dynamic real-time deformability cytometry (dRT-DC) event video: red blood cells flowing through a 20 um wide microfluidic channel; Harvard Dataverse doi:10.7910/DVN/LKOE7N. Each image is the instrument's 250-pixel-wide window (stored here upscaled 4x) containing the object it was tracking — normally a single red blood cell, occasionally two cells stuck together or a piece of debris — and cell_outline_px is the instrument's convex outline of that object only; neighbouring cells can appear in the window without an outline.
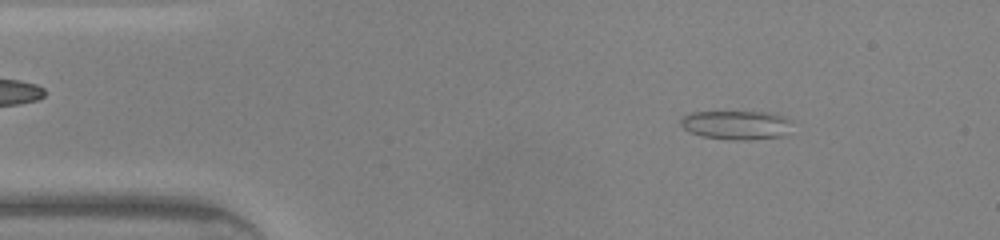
{"species": "common noctule bat (a hibernating species)", "species_latin": "Nyctalus noctula", "temperature_condition": "warm", "stored_images_in_passage": 45, "camera_frame_rate_fps": 3000, "um_per_image_px": 0.085, "animal": {"sex": "male", "body_mass_g": 20.0, "forearm_length_mm": 53.3}, "frame": {"image": 1, "passage_image": 5, "time_ms": 1.333, "image_size_px": [1000, 240], "cell_outline_px": [[792, 120], [784, 136], [748, 140], [728, 140], [704, 136], [688, 132], [680, 124], [680, 120], [684, 116], [692, 112], [768, 112], [784, 116]], "centroid_in_image_um": [62.58, 10.63], "position_along_channel_um": 22.4, "area_um2": 18.84}}
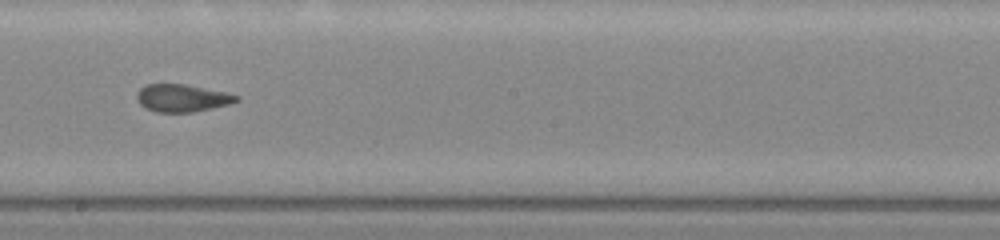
{"frame": {"image": 2, "passage_image": 24, "time_ms": 7.667, "image_size_px": [1000, 240], "cell_outline_px": [[240, 100], [228, 104], [212, 108], [192, 112], [156, 112], [144, 108], [140, 104], [136, 96], [136, 92], [144, 84], [184, 84], [224, 92], [240, 96]], "centroid_in_image_um": [15.44, 8.33], "position_along_channel_um": 232.8, "area_um2": 15.95}}
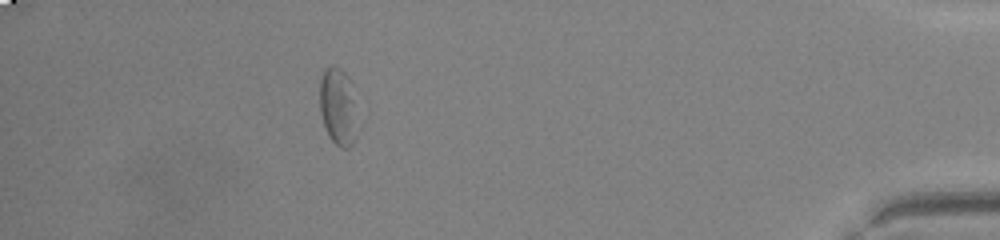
{"frame": {"image": 3, "passage_image": 40, "time_ms": 13.0, "image_size_px": [1000, 240], "cell_outline_px": [[356, 140], [348, 148], [340, 148], [328, 136], [320, 112], [320, 80], [324, 68], [332, 64], [340, 68], [348, 76], [352, 100], [356, 136]], "centroid_in_image_um": [28.67, 9.06], "position_along_channel_um": 406.5, "area_um2": 16.47}, "authors_computed_cell_mechanics": {"area_um2": 16.5308, "velocity_mm_per_s": 4.3445, "shape_relaxation_time_tau1_ms": 8.2559, "shape_relaxation_time_tau2_ms": 1.7506, "deformation_change_tau1": 0.1889, "deformation_change_tau2": 0.0984}}